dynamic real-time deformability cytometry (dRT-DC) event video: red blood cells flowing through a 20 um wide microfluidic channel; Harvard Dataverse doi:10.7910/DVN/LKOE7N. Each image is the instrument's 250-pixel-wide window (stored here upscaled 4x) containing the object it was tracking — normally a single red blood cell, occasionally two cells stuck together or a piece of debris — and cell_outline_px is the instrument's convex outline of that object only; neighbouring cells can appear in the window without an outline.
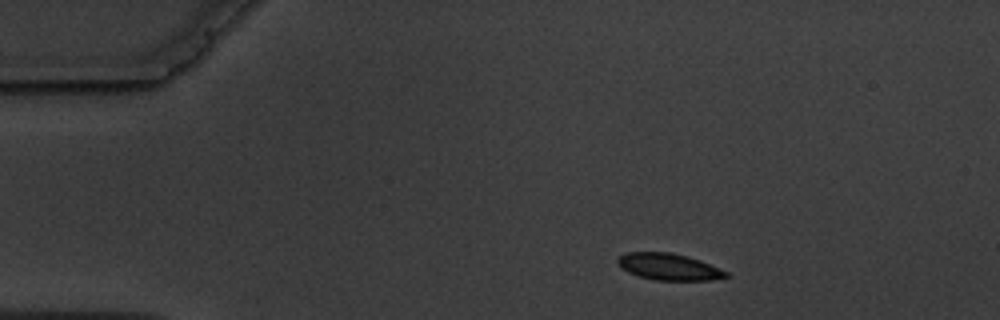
{"species": "common noctule bat (a hibernating species)", "species_latin": "Nyctalus noctula", "temperature_condition": "warm", "stored_images_in_passage": 2, "camera_frame_rate_fps": 3000, "um_per_image_px": 0.085, "animal": {"sex": "male", "body_mass_g": 19.5, "forearm_length_mm": 54.6}, "frame": {"image": 1, "passage_image": 1, "time_ms": 0.0, "image_size_px": [1000, 320], "cell_outline_px": [[732, 276], [712, 280], [652, 280], [628, 272], [620, 268], [616, 260], [620, 256], [628, 252], [668, 252], [688, 256], [700, 260], [728, 272]], "centroid_in_image_um": [56.86, 22.68], "position_along_channel_um": 28.1, "area_um2": 16.88}}